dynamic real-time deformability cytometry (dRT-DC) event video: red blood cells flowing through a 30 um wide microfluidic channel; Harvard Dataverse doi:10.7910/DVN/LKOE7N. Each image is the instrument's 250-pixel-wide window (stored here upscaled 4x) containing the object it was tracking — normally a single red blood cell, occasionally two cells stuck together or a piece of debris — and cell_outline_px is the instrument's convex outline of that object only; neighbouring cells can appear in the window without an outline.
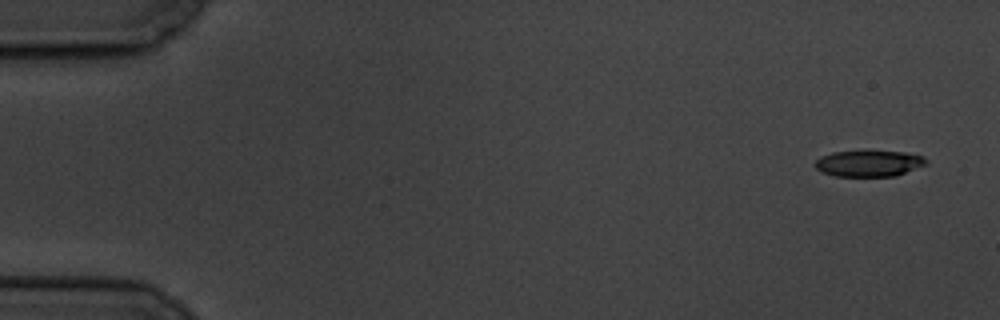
{"species": "common noctule bat (a hibernating species)", "species_latin": "Nyctalus noctula", "temperature_condition": "cold", "stored_images_in_passage": 15, "camera_frame_rate_fps": 3000, "um_per_image_px": 0.085, "animal": {"sex": "male", "body_mass_g": 19.5, "forearm_length_mm": 54.6}, "frame": {"image": 1, "passage_image": 1, "time_ms": 0.0, "image_size_px": [1000, 320], "cell_outline_px": [[928, 164], [896, 176], [836, 176], [820, 172], [812, 164], [820, 156], [832, 152], [864, 148], [904, 152], [924, 156], [928, 160]], "centroid_in_image_um": [73.84, 13.84], "position_along_channel_um": 11.2, "area_um2": 17.98}}
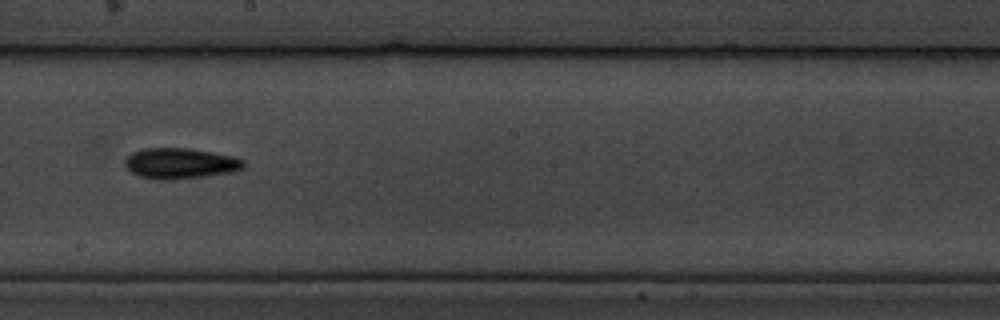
{"frame": {"image": 2, "passage_image": 9, "time_ms": 10.333, "image_size_px": [1000, 320], "cell_outline_px": [[244, 168], [232, 172], [208, 176], [172, 180], [156, 180], [140, 176], [132, 172], [124, 164], [124, 160], [132, 152], [144, 148], [192, 148], [232, 156], [244, 160]], "centroid_in_image_um": [15.32, 13.89], "position_along_channel_um": 232.9, "area_um2": 21.39}}
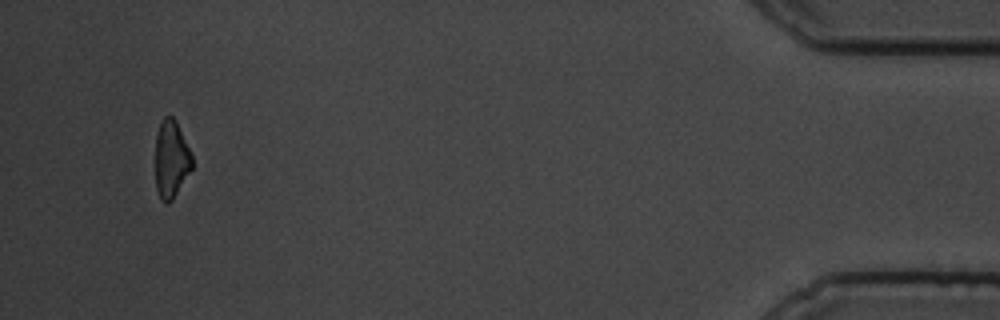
{"frame": {"image": 3, "passage_image": 15, "time_ms": 18.0, "image_size_px": [1000, 320], "cell_outline_px": [[192, 168], [172, 200], [168, 204], [164, 204], [160, 200], [156, 188], [156, 136], [160, 120], [164, 116], [172, 116], [176, 120], [192, 156]], "centroid_in_image_um": [14.54, 13.54], "position_along_channel_um": 420.7, "area_um2": 16.59}, "authors_computed_cell_mechanics": {"area_um2": 18.9584, "velocity_mm_per_s": 3.4049, "shape_relaxation_time_tau1_ms": 4.3232, "shape_relaxation_time_tau2_ms": null, "deformation_change_tau1": 0.1552, "deformation_change_tau2": null}}